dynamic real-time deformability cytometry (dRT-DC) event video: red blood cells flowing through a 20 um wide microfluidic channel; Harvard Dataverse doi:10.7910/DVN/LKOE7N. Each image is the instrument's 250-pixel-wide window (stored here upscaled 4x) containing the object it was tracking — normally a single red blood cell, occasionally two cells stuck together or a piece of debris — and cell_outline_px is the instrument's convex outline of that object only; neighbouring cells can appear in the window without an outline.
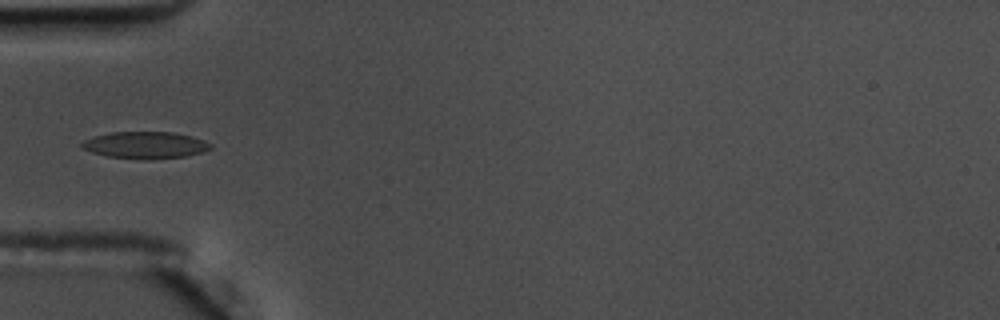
{"species": "common noctule bat (a hibernating species)", "species_latin": "Nyctalus noctula", "temperature_condition": "warm", "stored_images_in_passage": 39, "camera_frame_rate_fps": 3000, "um_per_image_px": 0.085, "animal": {"sex": "male", "body_mass_g": 17.5, "forearm_length_mm": 52.3}, "frame": {"image": 1, "passage_image": 1, "time_ms": 0.0, "image_size_px": [1000, 320], "cell_outline_px": [[212, 148], [204, 152], [188, 156], [148, 160], [144, 160], [108, 156], [92, 152], [80, 148], [80, 144], [84, 140], [96, 136], [112, 132], [172, 132], [192, 136], [204, 140], [212, 144]], "centroid_in_image_um": [12.39, 12.34], "position_along_channel_um": 72.6, "area_um2": 20.35}}
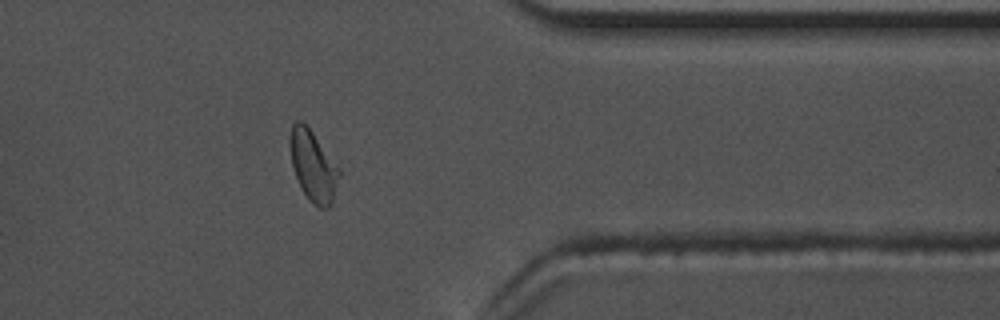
{"frame": {"image": 2, "passage_image": 28, "time_ms": 9.0, "image_size_px": [1000, 320], "cell_outline_px": [[340, 176], [332, 204], [328, 208], [320, 208], [312, 204], [308, 200], [300, 188], [292, 164], [288, 140], [292, 124], [296, 120], [300, 120], [312, 132], [340, 168]], "centroid_in_image_um": [26.61, 14.14], "position_along_channel_um": 384.8, "area_um2": 20.4}}